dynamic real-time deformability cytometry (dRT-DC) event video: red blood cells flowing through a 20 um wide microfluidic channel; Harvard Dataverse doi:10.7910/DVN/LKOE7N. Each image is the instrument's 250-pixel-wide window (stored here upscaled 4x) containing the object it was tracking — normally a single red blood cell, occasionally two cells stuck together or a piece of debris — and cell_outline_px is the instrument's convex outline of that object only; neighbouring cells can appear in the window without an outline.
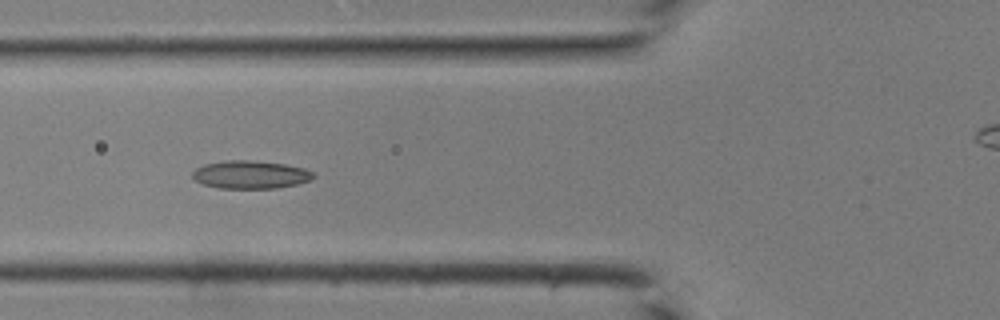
{"species": "common noctule bat (a hibernating species)", "species_latin": "Nyctalus noctula", "temperature_condition": "room temperature", "stored_images_in_passage": 43, "camera_frame_rate_fps": 3000, "um_per_image_px": 0.085, "animal": {"sex": "male", "body_mass_g": 19.0, "forearm_length_mm": 50.8}, "frame": {"image": 1, "passage_image": 16, "time_ms": 5.0, "image_size_px": [1000, 320], "cell_outline_px": [[316, 176], [308, 180], [296, 184], [276, 188], [220, 188], [204, 184], [196, 180], [192, 176], [192, 172], [196, 168], [204, 164], [228, 160], [248, 160], [284, 164], [304, 168], [312, 172]], "centroid_in_image_um": [21.27, 14.84], "position_along_channel_um": 104.5, "area_um2": 19.48}}
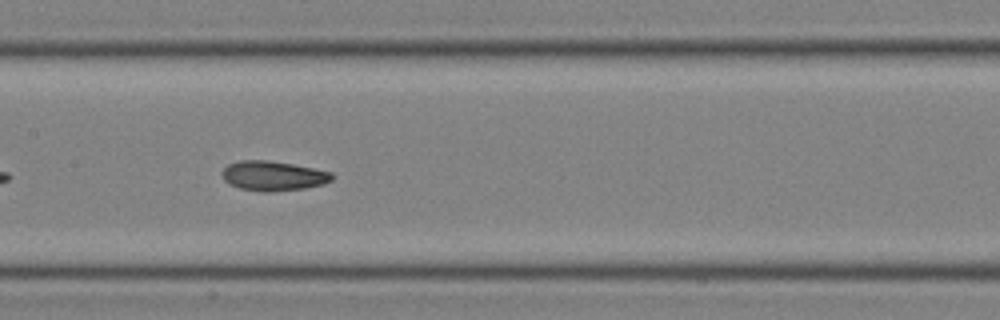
{"frame": {"image": 2, "passage_image": 21, "time_ms": 6.667, "image_size_px": [1000, 320], "cell_outline_px": [[332, 180], [324, 184], [304, 188], [268, 192], [264, 192], [240, 188], [228, 184], [224, 180], [220, 172], [228, 164], [240, 160], [268, 160], [292, 164], [332, 172]], "centroid_in_image_um": [23.18, 14.94], "position_along_channel_um": 184.2, "area_um2": 19.02}}
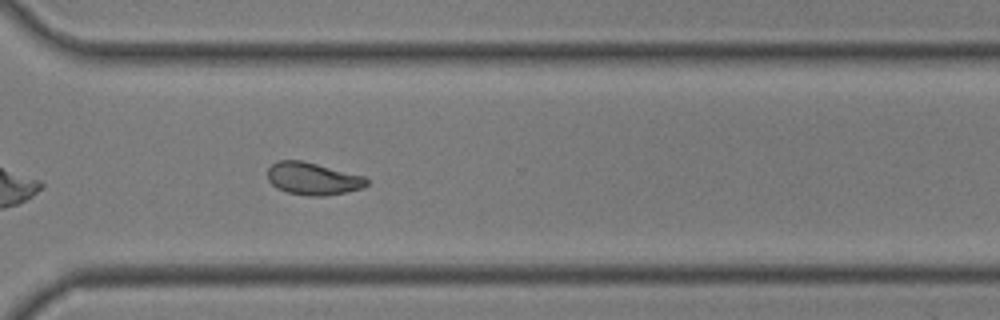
{"frame": {"image": 3, "passage_image": 31, "time_ms": 10.0, "image_size_px": [1000, 320], "cell_outline_px": [[368, 184], [360, 188], [348, 192], [324, 196], [308, 196], [288, 192], [276, 188], [268, 180], [268, 168], [272, 164], [280, 160], [300, 160], [364, 176], [368, 180]], "centroid_in_image_um": [26.58, 15.2], "position_along_channel_um": 344.0, "area_um2": 18.55}}